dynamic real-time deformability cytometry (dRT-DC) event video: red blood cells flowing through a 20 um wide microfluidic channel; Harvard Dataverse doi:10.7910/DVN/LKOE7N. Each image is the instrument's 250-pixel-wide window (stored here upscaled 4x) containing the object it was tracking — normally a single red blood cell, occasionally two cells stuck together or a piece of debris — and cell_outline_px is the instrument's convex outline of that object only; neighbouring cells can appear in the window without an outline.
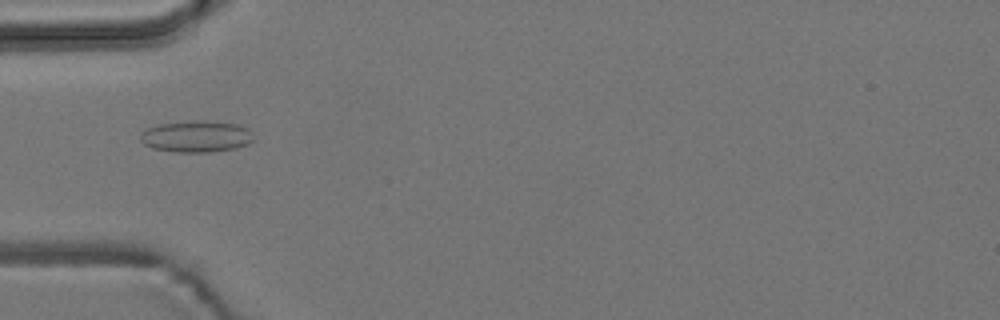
{"species": "common noctule bat (a hibernating species)", "species_latin": "Nyctalus noctula", "temperature_condition": "room temperature", "stored_images_in_passage": 2, "camera_frame_rate_fps": 3000, "um_per_image_px": 0.085, "animal": {"sex": "male", "body_mass_g": 19.2, "forearm_length_mm": 51.8}, "frame": {"image": 1, "passage_image": 1, "time_ms": 0.0, "image_size_px": [1000, 320], "cell_outline_px": [[252, 140], [248, 144], [236, 148], [212, 152], [176, 152], [152, 148], [144, 144], [140, 140], [140, 132], [148, 128], [160, 124], [196, 120], [204, 120], [240, 124], [248, 128], [252, 132]], "centroid_in_image_um": [16.7, 11.59], "position_along_channel_um": 68.3, "area_um2": 20.98}}